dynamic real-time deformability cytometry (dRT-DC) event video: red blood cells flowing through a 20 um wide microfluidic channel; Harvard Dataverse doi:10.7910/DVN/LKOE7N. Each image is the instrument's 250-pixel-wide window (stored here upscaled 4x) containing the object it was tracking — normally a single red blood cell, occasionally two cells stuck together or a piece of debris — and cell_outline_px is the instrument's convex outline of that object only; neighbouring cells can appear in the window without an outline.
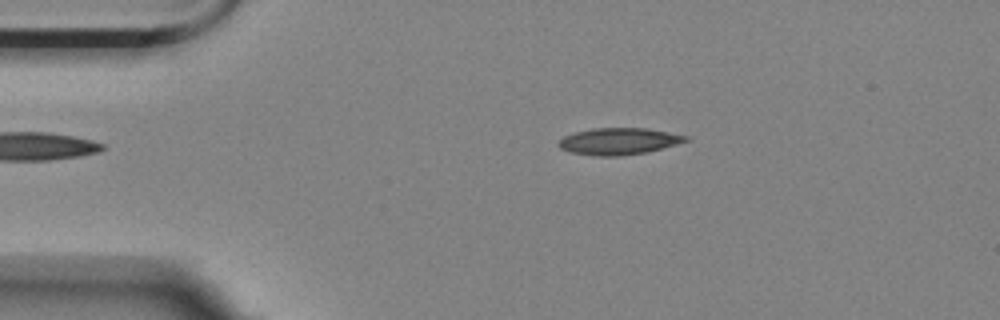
{"species": "Egyptian fruit bat (a non-hibernating species)", "species_latin": "Rousettus aegyptiacus", "temperature_condition": "room temperature", "stored_images_in_passage": 46, "camera_frame_rate_fps": 3000, "um_per_image_px": 0.085, "animal": {"sex": "female"}, "frame": {"image": 1, "passage_image": 1, "time_ms": 0.0, "image_size_px": [1000, 320], "cell_outline_px": [[692, 140], [648, 152], [620, 156], [592, 156], [572, 152], [560, 148], [556, 144], [564, 136], [576, 132], [592, 128], [644, 128], [668, 132], [688, 136]], "centroid_in_image_um": [52.61, 12.01], "position_along_channel_um": 32.4, "area_um2": 19.88}}
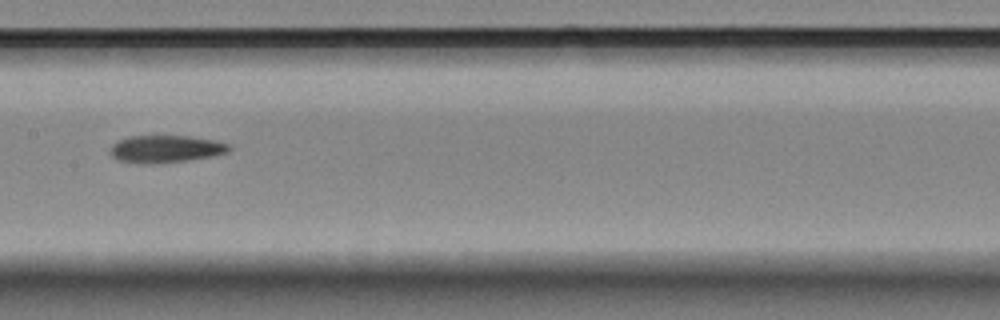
{"frame": {"image": 2, "passage_image": 18, "time_ms": 5.667, "image_size_px": [1000, 320], "cell_outline_px": [[232, 148], [228, 152], [212, 156], [188, 160], [156, 164], [140, 164], [116, 160], [112, 156], [112, 144], [128, 136], [188, 136], [212, 140], [228, 144]], "centroid_in_image_um": [14.07, 12.67], "position_along_channel_um": 193.3, "area_um2": 18.9}}
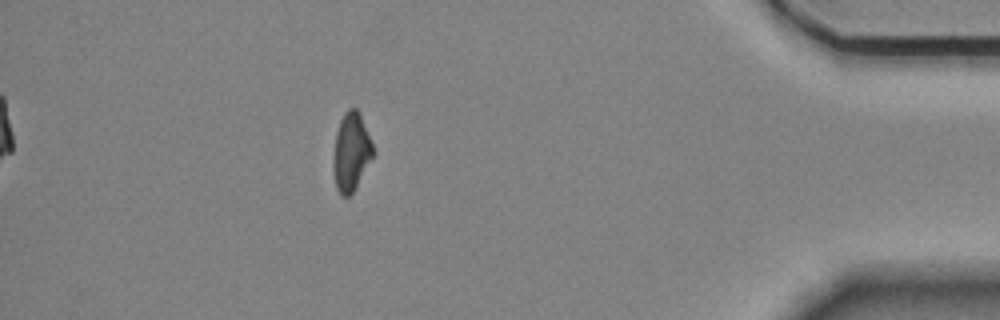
{"frame": {"image": 3, "passage_image": 40, "time_ms": 13.0, "image_size_px": [1000, 320], "cell_outline_px": [[376, 152], [356, 188], [348, 196], [340, 196], [336, 188], [332, 164], [336, 132], [340, 120], [344, 112], [348, 108], [356, 108], [360, 112]], "centroid_in_image_um": [29.86, 12.91], "position_along_channel_um": 405.3, "area_um2": 18.5}, "authors_computed_cell_mechanics": {"area_um2": 18.9584, "velocity_mm_per_s": 3.5447, "shape_relaxation_time_tau1_ms": null, "shape_relaxation_time_tau2_ms": 9.1169, "deformation_change_tau1": null, "deformation_change_tau2": 0.1963}}